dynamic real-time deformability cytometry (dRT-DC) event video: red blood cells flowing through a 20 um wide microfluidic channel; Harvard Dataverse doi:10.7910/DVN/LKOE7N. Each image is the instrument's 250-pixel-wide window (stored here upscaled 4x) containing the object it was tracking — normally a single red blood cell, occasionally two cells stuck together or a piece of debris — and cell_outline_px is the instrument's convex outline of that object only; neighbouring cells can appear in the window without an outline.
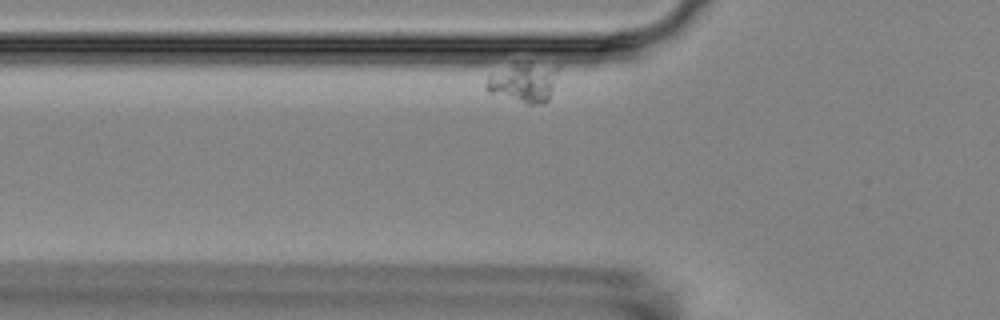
{"species": "Egyptian fruit bat (a non-hibernating species)", "species_latin": "Rousettus aegyptiacus", "temperature_condition": "room temperature", "stored_images_in_passage": 6, "camera_frame_rate_fps": 3000, "um_per_image_px": 0.085, "animal": {"sex": "female"}, "frame": {"image": 1, "passage_image": 6, "time_ms": 7.0, "image_size_px": [1000, 320], "cell_outline_px": [[560, 68], [548, 100], [544, 104], [524, 104], [488, 92], [484, 84], [488, 76], [516, 64], [528, 64]], "centroid_in_image_um": [44.5, 7.08], "position_along_channel_um": 81.3, "area_um2": 16.01}}